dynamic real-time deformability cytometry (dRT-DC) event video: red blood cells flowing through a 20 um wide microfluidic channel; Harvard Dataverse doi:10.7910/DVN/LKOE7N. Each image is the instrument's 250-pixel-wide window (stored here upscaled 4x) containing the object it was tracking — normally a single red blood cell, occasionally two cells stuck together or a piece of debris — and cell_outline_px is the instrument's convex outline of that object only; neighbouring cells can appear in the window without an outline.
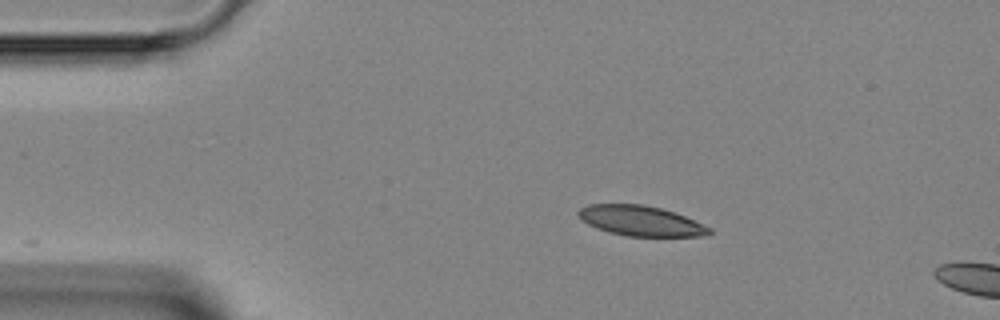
{"species": "Egyptian fruit bat (a non-hibernating species)", "species_latin": "Rousettus aegyptiacus", "temperature_condition": "room temperature", "stored_images_in_passage": 4, "camera_frame_rate_fps": 3000, "um_per_image_px": 0.085, "animal": {"sex": "female"}, "frame": {"image": 1, "passage_image": 1, "time_ms": 0.0, "image_size_px": [1000, 320], "cell_outline_px": [[712, 232], [708, 236], [628, 236], [608, 232], [596, 228], [580, 220], [576, 212], [580, 208], [588, 204], [644, 204], [660, 208], [684, 216], [712, 228]], "centroid_in_image_um": [54.43, 18.77], "position_along_channel_um": 30.6, "area_um2": 23.06}}